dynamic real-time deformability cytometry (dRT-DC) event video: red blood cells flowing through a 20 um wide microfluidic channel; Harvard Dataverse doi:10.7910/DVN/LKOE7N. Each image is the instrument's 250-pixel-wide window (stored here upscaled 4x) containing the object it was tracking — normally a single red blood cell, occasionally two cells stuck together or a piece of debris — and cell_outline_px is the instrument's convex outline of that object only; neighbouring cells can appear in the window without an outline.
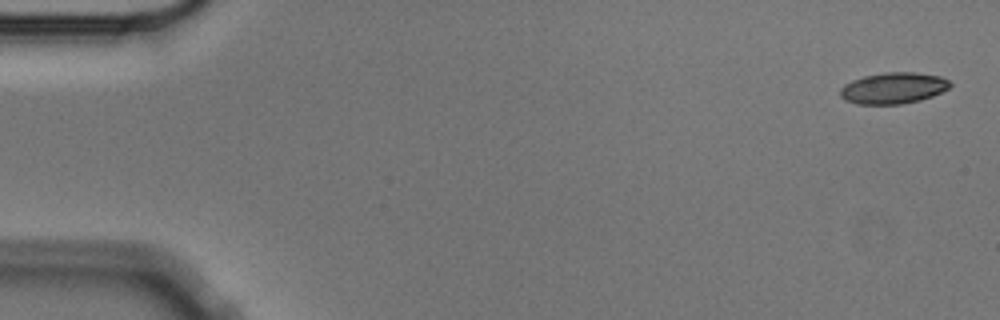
{"species": "Egyptian fruit bat (a non-hibernating species)", "species_latin": "Rousettus aegyptiacus", "temperature_condition": "cold", "stored_images_in_passage": 6, "camera_frame_rate_fps": 3000, "um_per_image_px": 0.085, "animal": {"sex": "male"}, "frame": {"image": 1, "passage_image": 1, "time_ms": 0.0, "image_size_px": [1000, 320], "cell_outline_px": [[952, 84], [948, 88], [932, 96], [920, 100], [900, 104], [856, 104], [844, 100], [840, 96], [840, 88], [844, 84], [852, 80], [864, 76], [888, 72], [912, 72], [940, 76], [948, 80]], "centroid_in_image_um": [75.9, 7.49], "position_along_channel_um": 9.1, "area_um2": 19.94}}
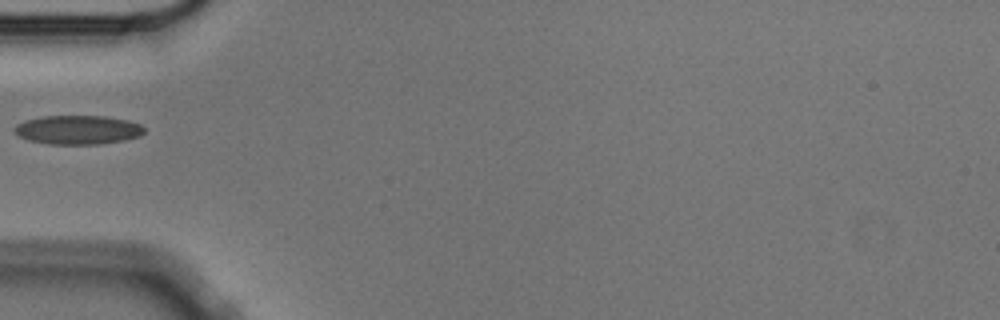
{"frame": {"image": 2, "passage_image": 5, "time_ms": 1.333, "image_size_px": [1000, 320], "cell_outline_px": [[144, 132], [140, 136], [124, 140], [100, 144], [48, 144], [28, 140], [12, 132], [12, 128], [16, 124], [24, 120], [40, 116], [104, 116], [128, 120], [140, 124], [144, 128]], "centroid_in_image_um": [6.57, 11.03], "position_along_channel_um": 78.4, "area_um2": 22.14}}
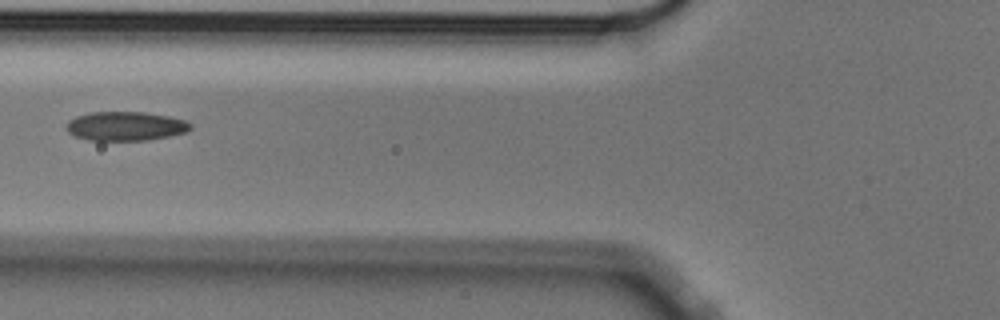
{"frame": {"image": 3, "passage_image": 6, "time_ms": 1.667, "image_size_px": [1000, 320], "cell_outline_px": [[192, 128], [188, 132], [148, 140], [88, 140], [76, 136], [68, 132], [68, 120], [76, 116], [88, 112], [144, 112], [168, 116], [184, 120], [192, 124]], "centroid_in_image_um": [10.69, 10.72], "position_along_channel_um": 115.1, "area_um2": 20.98}}